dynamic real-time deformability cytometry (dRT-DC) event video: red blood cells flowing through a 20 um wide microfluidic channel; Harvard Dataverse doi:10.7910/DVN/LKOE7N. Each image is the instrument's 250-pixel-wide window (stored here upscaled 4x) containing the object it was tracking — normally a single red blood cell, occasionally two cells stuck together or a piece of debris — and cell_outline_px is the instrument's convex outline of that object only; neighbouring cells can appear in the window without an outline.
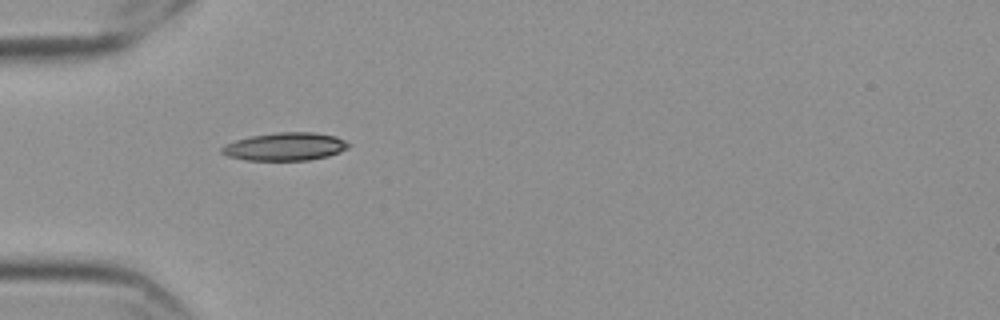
{"species": "Egyptian fruit bat (a non-hibernating species)", "species_latin": "Rousettus aegyptiacus", "temperature_condition": "cold", "stored_images_in_passage": 4, "camera_frame_rate_fps": 3000, "um_per_image_px": 0.085, "frame": {"image": 1, "passage_image": 1, "time_ms": 0.0, "image_size_px": [1000, 320], "cell_outline_px": [[348, 148], [340, 152], [328, 156], [308, 160], [244, 160], [228, 156], [220, 152], [220, 148], [224, 144], [236, 140], [252, 136], [276, 132], [316, 132], [336, 136], [344, 140], [348, 144]], "centroid_in_image_um": [24.22, 12.46], "position_along_channel_um": 60.8, "area_um2": 20.69}}
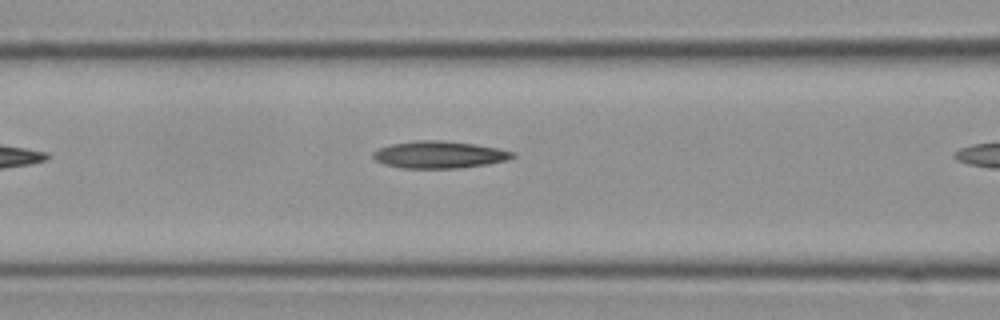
{"frame": {"image": 2, "passage_image": 3, "time_ms": 0.667, "image_size_px": [1000, 320], "cell_outline_px": [[516, 156], [508, 160], [488, 164], [460, 168], [404, 168], [384, 164], [376, 160], [372, 156], [372, 152], [376, 148], [392, 144], [416, 140], [444, 140], [476, 144], [516, 152]], "centroid_in_image_um": [37.35, 13.14], "position_along_channel_um": 129.3, "area_um2": 22.25}}